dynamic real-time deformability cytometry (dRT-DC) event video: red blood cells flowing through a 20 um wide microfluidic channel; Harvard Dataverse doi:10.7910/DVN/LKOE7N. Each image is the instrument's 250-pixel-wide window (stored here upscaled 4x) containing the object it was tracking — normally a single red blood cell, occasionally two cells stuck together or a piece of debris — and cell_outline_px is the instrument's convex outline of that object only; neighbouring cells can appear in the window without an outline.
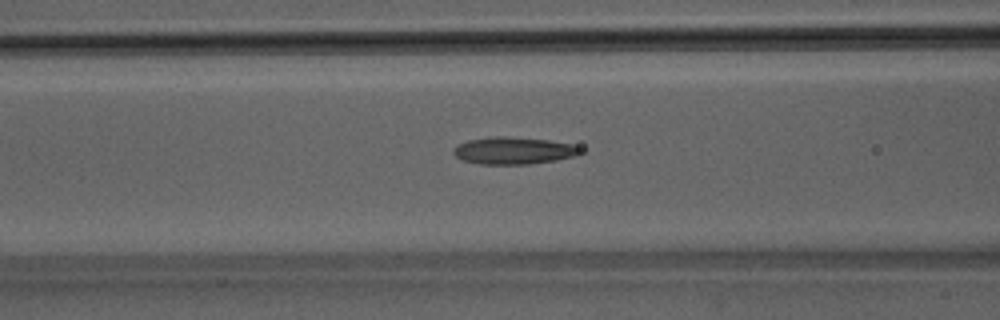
{"species": "Egyptian fruit bat (a non-hibernating species)", "species_latin": "Rousettus aegyptiacus", "temperature_condition": "room temperature", "stored_images_in_passage": 50, "camera_frame_rate_fps": 3000, "um_per_image_px": 0.085, "animal": {"sex": "male"}, "frame": {"image": 1, "passage_image": 21, "time_ms": 6.667, "image_size_px": [1000, 320], "cell_outline_px": [[584, 152], [576, 156], [556, 160], [528, 164], [480, 164], [464, 160], [456, 156], [452, 152], [452, 148], [468, 140], [488, 136], [508, 136], [548, 140], [572, 144], [584, 148]], "centroid_in_image_um": [43.7, 12.79], "position_along_channel_um": 122.9, "area_um2": 20.29}}
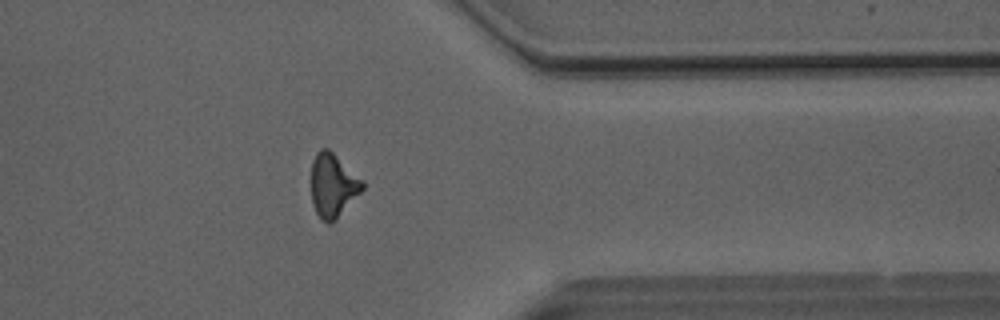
{"frame": {"image": 2, "passage_image": 41, "time_ms": 13.333, "image_size_px": [1000, 320], "cell_outline_px": [[364, 188], [336, 220], [328, 224], [320, 220], [312, 204], [312, 160], [316, 152], [320, 148], [328, 148], [364, 180]], "centroid_in_image_um": [28.3, 15.76], "position_along_channel_um": 383.1, "area_um2": 19.13}}
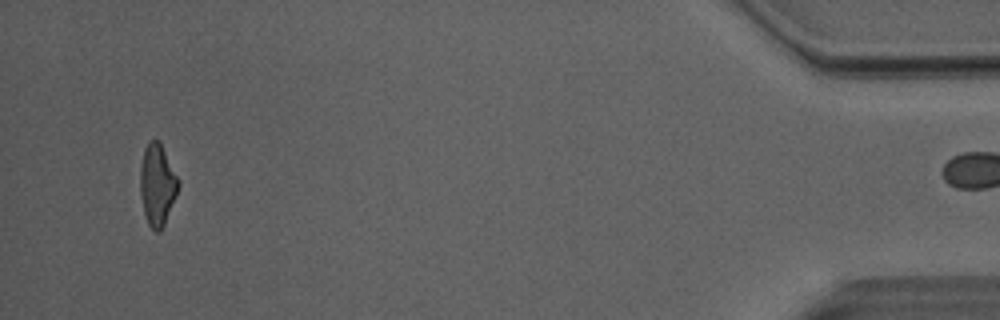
{"frame": {"image": 3, "passage_image": 49, "time_ms": 16.0, "image_size_px": [1000, 320], "cell_outline_px": [[180, 184], [176, 196], [164, 224], [160, 232], [156, 232], [148, 224], [144, 216], [140, 192], [140, 164], [144, 148], [152, 140], [160, 140], [180, 180]], "centroid_in_image_um": [13.37, 15.69], "position_along_channel_um": 421.8, "area_um2": 18.38}, "authors_computed_cell_mechanics": {"area_um2": 19.363, "velocity_mm_per_s": 4.0679, "shape_relaxation_time_tau1_ms": 7.8349, "shape_relaxation_time_tau2_ms": 2.6164, "deformation_change_tau1": 0.2223, "deformation_change_tau2": 0.1237}}